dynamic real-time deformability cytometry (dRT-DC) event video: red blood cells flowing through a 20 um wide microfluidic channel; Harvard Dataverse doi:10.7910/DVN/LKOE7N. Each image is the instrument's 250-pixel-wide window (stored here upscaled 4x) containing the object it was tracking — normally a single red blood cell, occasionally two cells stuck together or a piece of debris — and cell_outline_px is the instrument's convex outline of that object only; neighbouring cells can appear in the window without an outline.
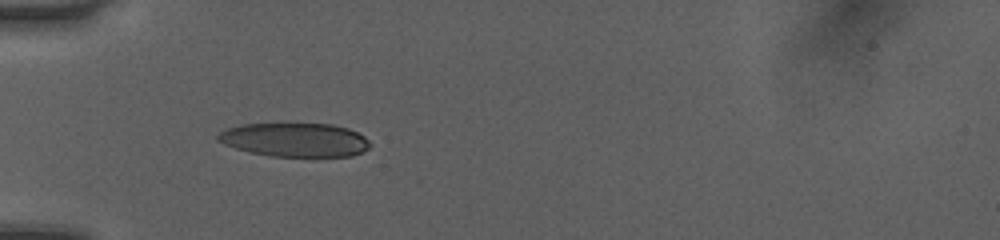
{"species": "human", "species_latin": "Homo sapiens", "temperature_condition": "room temperature", "stored_images_in_passage": 26, "camera_frame_rate_fps": 3000, "um_per_image_px": 0.085, "donor": {"sex": "female"}, "frame": {"image": 1, "passage_image": 1, "time_ms": 0.0, "image_size_px": [1000, 240], "cell_outline_px": [[372, 144], [368, 148], [352, 156], [268, 156], [248, 152], [224, 144], [216, 140], [216, 136], [220, 132], [228, 128], [240, 124], [332, 124], [348, 128], [364, 136]], "centroid_in_image_um": [25.05, 11.88], "position_along_channel_um": 60.0, "area_um2": 29.94}}
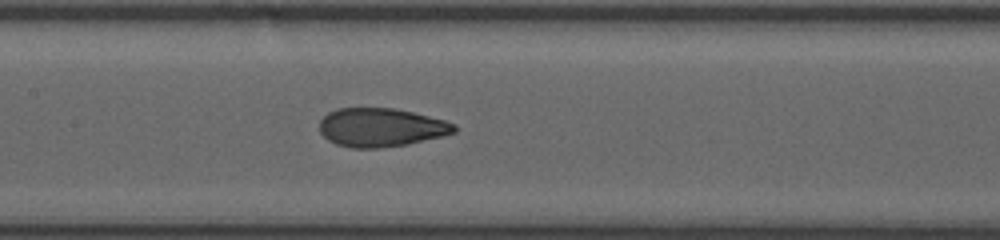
{"frame": {"image": 2, "passage_image": 10, "time_ms": 3.0, "image_size_px": [1000, 240], "cell_outline_px": [[456, 132], [408, 144], [380, 148], [352, 148], [336, 144], [328, 140], [320, 132], [320, 120], [328, 112], [336, 108], [396, 108], [444, 120], [456, 124]], "centroid_in_image_um": [32.36, 10.83], "position_along_channel_um": 175.0, "area_um2": 30.29}}
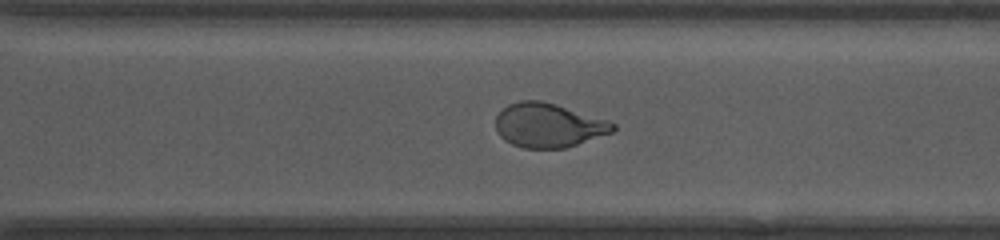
{"frame": {"image": 3, "passage_image": 21, "time_ms": 6.667, "image_size_px": [1000, 240], "cell_outline_px": [[616, 128], [612, 132], [564, 148], [524, 148], [512, 144], [504, 140], [496, 132], [496, 116], [508, 104], [520, 100], [540, 100], [556, 104], [608, 120], [616, 124]], "centroid_in_image_um": [46.59, 10.64], "position_along_channel_um": 324.0, "area_um2": 30.06}, "authors_computed_cell_mechanics": {"area_um2": 30.8652, "velocity_mm_per_s": 4.08, "shape_relaxation_time_tau1_ms": 5.5627, "shape_relaxation_time_tau2_ms": 1.2678, "deformation_change_tau1": 0.1995, "deformation_change_tau2": 0.0701}}